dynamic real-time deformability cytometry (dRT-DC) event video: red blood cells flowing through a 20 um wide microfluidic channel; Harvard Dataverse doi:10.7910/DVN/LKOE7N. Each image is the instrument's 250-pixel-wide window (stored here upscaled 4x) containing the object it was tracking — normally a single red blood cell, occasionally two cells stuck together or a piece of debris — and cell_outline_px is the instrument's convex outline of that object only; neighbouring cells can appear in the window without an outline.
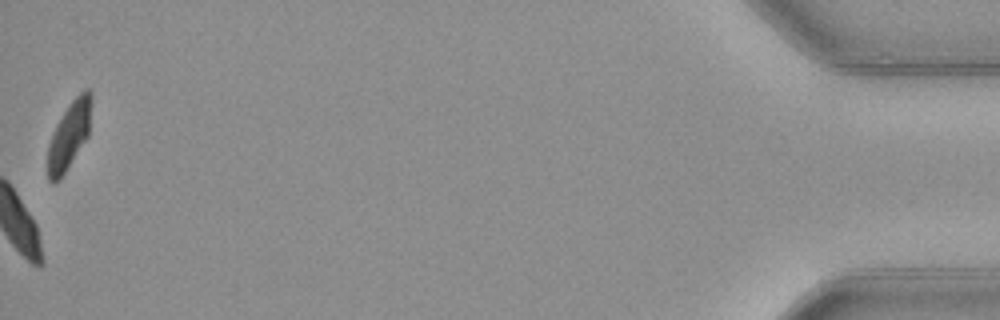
{"species": "common noctule bat (a hibernating species)", "species_latin": "Nyctalus noctula", "temperature_condition": "warm", "stored_images_in_passage": 45, "camera_frame_rate_fps": 3000, "um_per_image_px": 0.085, "animal": {"sex": "female", "body_mass_g": 21.9}, "frame": {"image": 1, "passage_image": 45, "time_ms": 14.667, "image_size_px": [1000, 320], "cell_outline_px": [[92, 100], [88, 136], [60, 180], [48, 180], [48, 144], [56, 124], [68, 104], [84, 88], [88, 88], [92, 92]], "centroid_in_image_um": [5.9, 11.43], "position_along_channel_um": 429.3, "area_um2": 17.11}, "authors_computed_cell_mechanics": {"area_um2": 21.097, "velocity_mm_per_s": 3.9796, "shape_relaxation_time_tau1_ms": 5.0245, "shape_relaxation_time_tau2_ms": null, "deformation_change_tau1": 0.1356, "deformation_change_tau2": null}}